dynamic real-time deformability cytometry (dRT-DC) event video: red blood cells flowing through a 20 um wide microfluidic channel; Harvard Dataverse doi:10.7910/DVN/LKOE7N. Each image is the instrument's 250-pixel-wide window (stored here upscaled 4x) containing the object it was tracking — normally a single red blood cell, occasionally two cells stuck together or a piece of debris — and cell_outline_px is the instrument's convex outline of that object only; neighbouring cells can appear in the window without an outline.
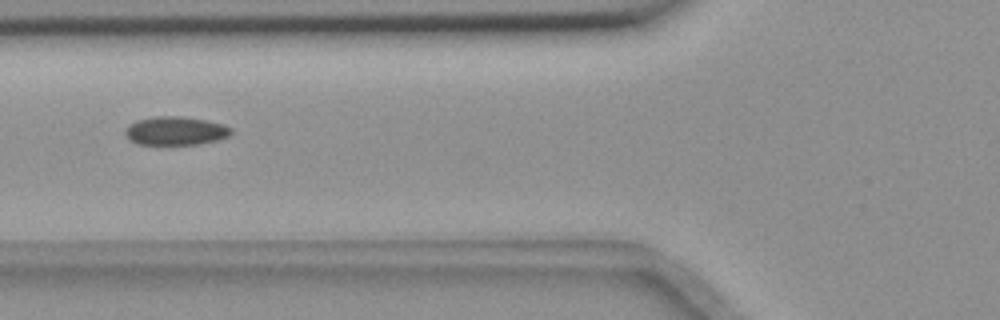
{"species": "common noctule bat (a hibernating species)", "species_latin": "Nyctalus noctula", "temperature_condition": "room temperature", "stored_images_in_passage": 39, "camera_frame_rate_fps": 3000, "um_per_image_px": 0.085, "animal": {"sex": "female", "body_mass_g": 18.4}, "frame": {"image": 1, "passage_image": 5, "time_ms": 1.333, "image_size_px": [1000, 320], "cell_outline_px": [[232, 132], [228, 136], [216, 140], [200, 144], [136, 144], [128, 140], [124, 132], [128, 124], [136, 120], [156, 116], [184, 116], [224, 124], [232, 128]], "centroid_in_image_um": [14.89, 11.11], "position_along_channel_um": 110.9, "area_um2": 17.74}}
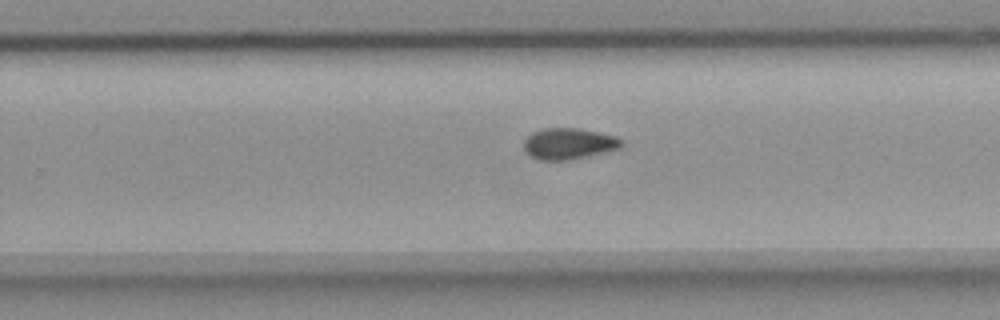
{"frame": {"image": 2, "passage_image": 19, "time_ms": 6.0, "image_size_px": [1000, 320], "cell_outline_px": [[624, 144], [620, 148], [608, 152], [568, 160], [540, 160], [532, 156], [524, 148], [524, 140], [532, 132], [544, 128], [576, 128], [616, 136], [624, 140]], "centroid_in_image_um": [48.39, 12.21], "position_along_channel_um": 281.4, "area_um2": 17.74}}
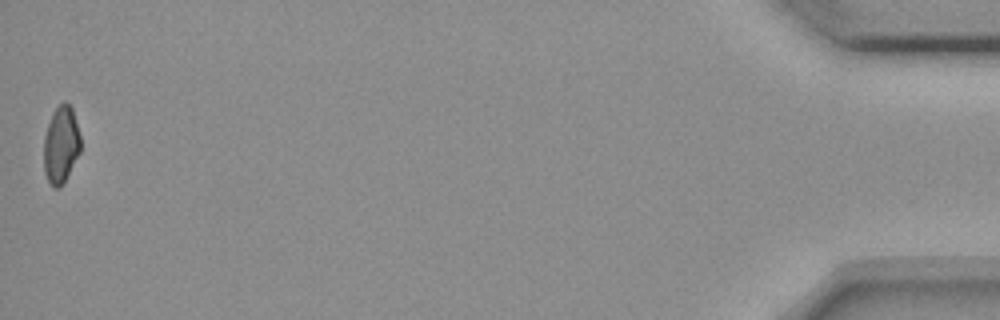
{"frame": {"image": 3, "passage_image": 39, "time_ms": 12.667, "image_size_px": [1000, 320], "cell_outline_px": [[80, 152], [60, 188], [52, 188], [44, 172], [44, 136], [52, 112], [64, 100], [72, 108], [80, 136]], "centroid_in_image_um": [5.17, 12.3], "position_along_channel_um": 430.0, "area_um2": 16.42}}